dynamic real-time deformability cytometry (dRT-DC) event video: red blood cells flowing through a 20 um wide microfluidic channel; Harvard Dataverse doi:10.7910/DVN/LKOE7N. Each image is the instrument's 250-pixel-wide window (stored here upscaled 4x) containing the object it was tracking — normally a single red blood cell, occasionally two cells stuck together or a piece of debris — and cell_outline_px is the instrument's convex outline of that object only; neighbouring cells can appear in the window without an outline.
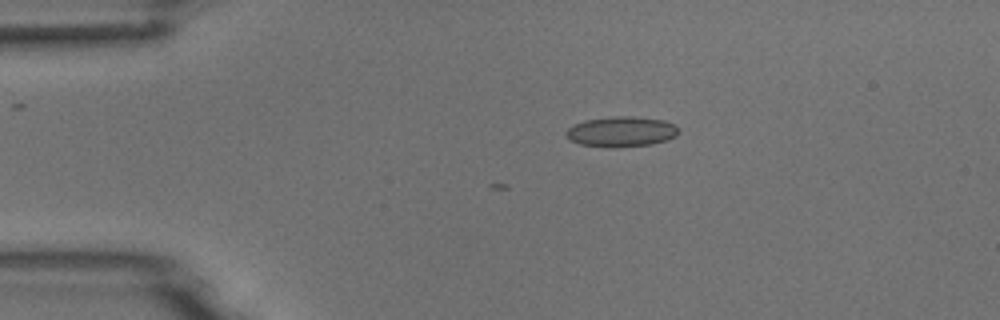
{"species": "common noctule bat (a hibernating species)", "species_latin": "Nyctalus noctula", "temperature_condition": "room temperature", "stored_images_in_passage": 11, "camera_frame_rate_fps": 3000, "um_per_image_px": 0.085, "animal": {"sex": "male", "body_mass_g": 18.8}, "frame": {"image": 1, "passage_image": 5, "time_ms": 1.333, "image_size_px": [1000, 320], "cell_outline_px": [[680, 132], [676, 136], [668, 140], [652, 144], [580, 144], [572, 140], [564, 132], [572, 124], [584, 120], [612, 116], [632, 116], [664, 120], [676, 124]], "centroid_in_image_um": [52.87, 11.12], "position_along_channel_um": 32.1, "area_um2": 19.07}}
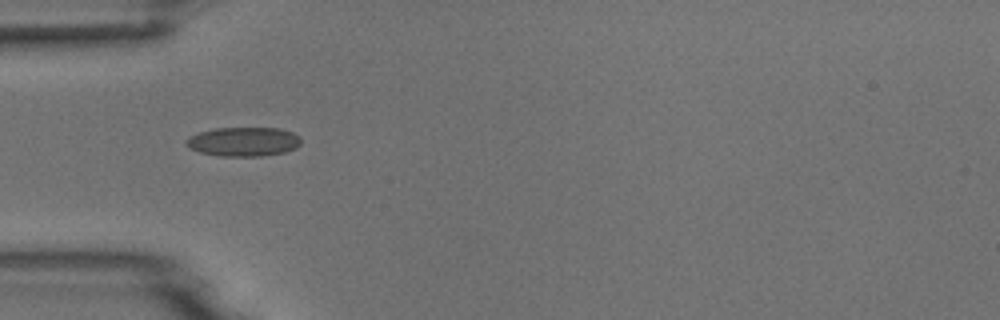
{"frame": {"image": 2, "passage_image": 6, "time_ms": 1.667, "image_size_px": [1000, 320], "cell_outline_px": [[300, 144], [296, 148], [284, 152], [260, 156], [220, 156], [200, 152], [188, 148], [184, 144], [184, 140], [200, 132], [216, 128], [280, 128], [292, 132], [300, 136]], "centroid_in_image_um": [20.69, 12.04], "position_along_channel_um": 64.3, "area_um2": 19.54}}
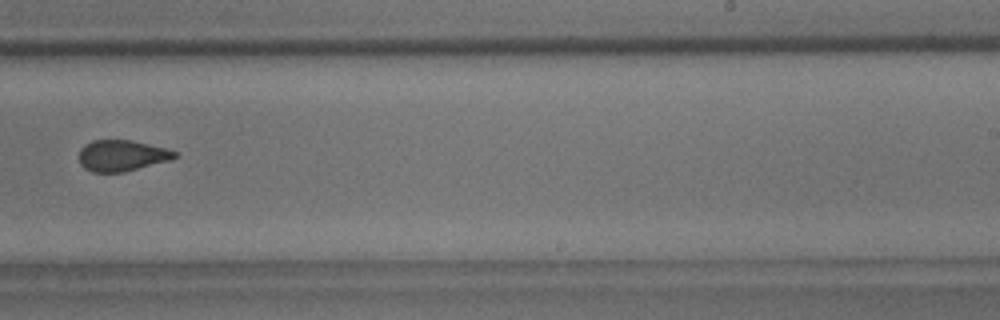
{"frame": {"image": 3, "passage_image": 11, "time_ms": 3.333, "image_size_px": [1000, 320], "cell_outline_px": [[180, 152], [172, 160], [124, 172], [92, 172], [84, 168], [80, 164], [80, 148], [84, 144], [92, 140], [132, 140], [168, 148]], "centroid_in_image_um": [10.4, 13.22], "position_along_channel_um": 278.6, "area_um2": 17.63}}